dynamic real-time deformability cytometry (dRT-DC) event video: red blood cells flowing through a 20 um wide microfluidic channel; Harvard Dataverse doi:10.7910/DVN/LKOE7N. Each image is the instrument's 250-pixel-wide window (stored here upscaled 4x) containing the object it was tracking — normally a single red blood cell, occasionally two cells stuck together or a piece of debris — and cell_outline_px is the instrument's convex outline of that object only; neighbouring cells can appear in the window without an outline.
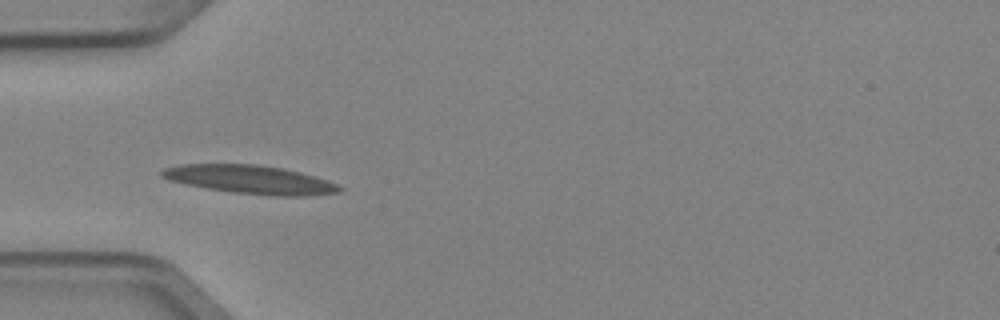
{"species": "Egyptian fruit bat (a non-hibernating species)", "species_latin": "Rousettus aegyptiacus", "temperature_condition": "cold", "stored_images_in_passage": 8, "camera_frame_rate_fps": 3000, "um_per_image_px": 0.085, "animal": {"sex": "female"}, "frame": {"image": 1, "passage_image": 4, "time_ms": 1.0, "image_size_px": [1000, 320], "cell_outline_px": [[344, 188], [340, 192], [304, 196], [276, 196], [232, 192], [208, 188], [168, 180], [160, 176], [160, 172], [164, 168], [180, 164], [256, 164], [284, 168], [300, 172], [328, 180]], "centroid_in_image_um": [21.28, 15.25], "position_along_channel_um": 63.7, "area_um2": 29.42}}
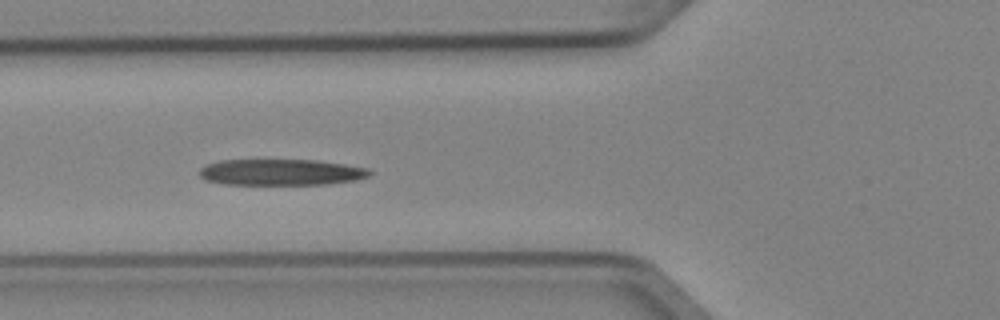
{"frame": {"image": 2, "passage_image": 5, "time_ms": 1.333, "image_size_px": [1000, 320], "cell_outline_px": [[372, 172], [368, 176], [356, 180], [328, 184], [224, 184], [204, 180], [200, 176], [200, 168], [204, 164], [220, 160], [316, 160], [344, 164], [368, 168]], "centroid_in_image_um": [23.86, 14.63], "position_along_channel_um": 101.9, "area_um2": 26.01}}
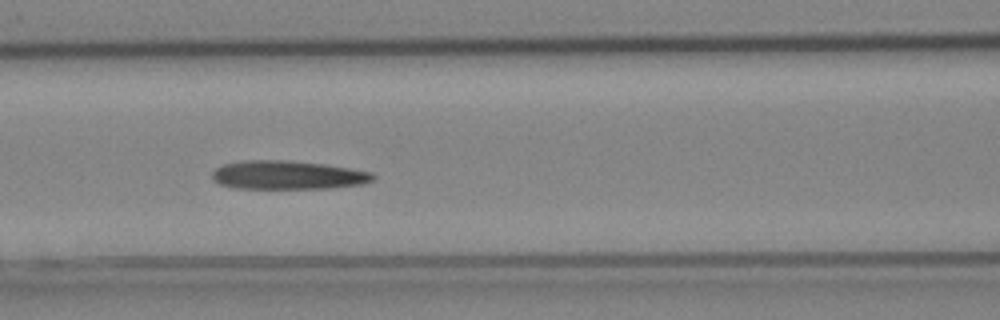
{"frame": {"image": 3, "passage_image": 6, "time_ms": 1.667, "image_size_px": [1000, 320], "cell_outline_px": [[376, 176], [372, 180], [364, 184], [332, 188], [236, 188], [220, 184], [212, 180], [212, 172], [216, 168], [224, 164], [244, 160], [288, 160], [324, 164], [372, 172]], "centroid_in_image_um": [24.46, 14.88], "position_along_channel_um": 142.1, "area_um2": 26.88}}